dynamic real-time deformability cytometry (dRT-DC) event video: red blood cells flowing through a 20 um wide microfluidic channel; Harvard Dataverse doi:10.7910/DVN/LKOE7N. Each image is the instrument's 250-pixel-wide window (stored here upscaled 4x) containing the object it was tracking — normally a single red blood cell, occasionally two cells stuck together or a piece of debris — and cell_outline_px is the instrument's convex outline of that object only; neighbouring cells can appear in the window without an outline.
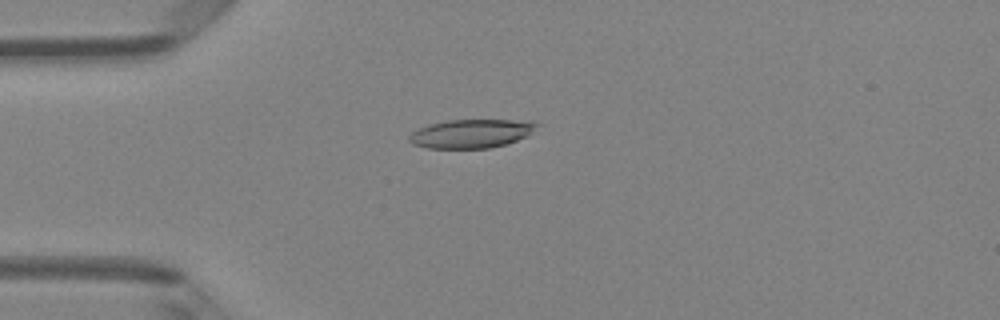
{"species": "Egyptian fruit bat (a non-hibernating species)", "species_latin": "Rousettus aegyptiacus", "temperature_condition": "room temperature", "stored_images_in_passage": 39, "camera_frame_rate_fps": 3000, "um_per_image_px": 0.085, "animal": {"sex": "female"}, "frame": {"image": 1, "passage_image": 3, "time_ms": 0.667, "image_size_px": [1000, 320], "cell_outline_px": [[540, 124], [528, 136], [504, 144], [488, 148], [428, 148], [412, 144], [408, 140], [408, 136], [412, 132], [428, 124], [448, 120], [532, 120]], "centroid_in_image_um": [40.07, 11.34], "position_along_channel_um": 44.9, "area_um2": 21.39}}
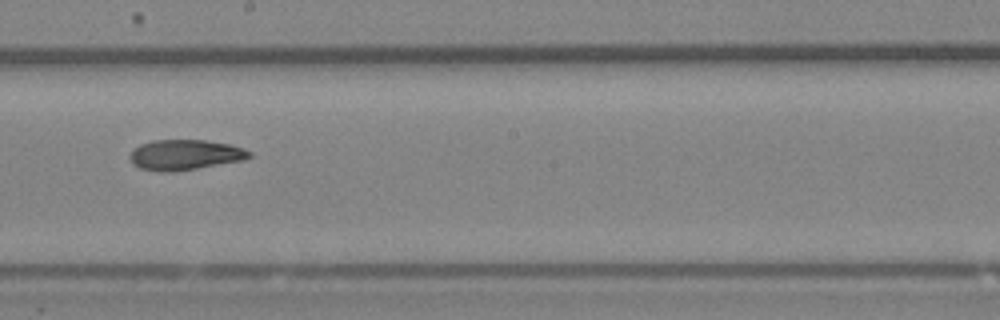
{"frame": {"image": 2, "passage_image": 18, "time_ms": 5.667, "image_size_px": [1000, 320], "cell_outline_px": [[252, 156], [244, 160], [172, 172], [160, 172], [140, 168], [132, 164], [128, 156], [140, 144], [152, 140], [204, 140], [228, 144], [244, 148], [252, 152]], "centroid_in_image_um": [15.72, 13.16], "position_along_channel_um": 232.5, "area_um2": 21.1}}
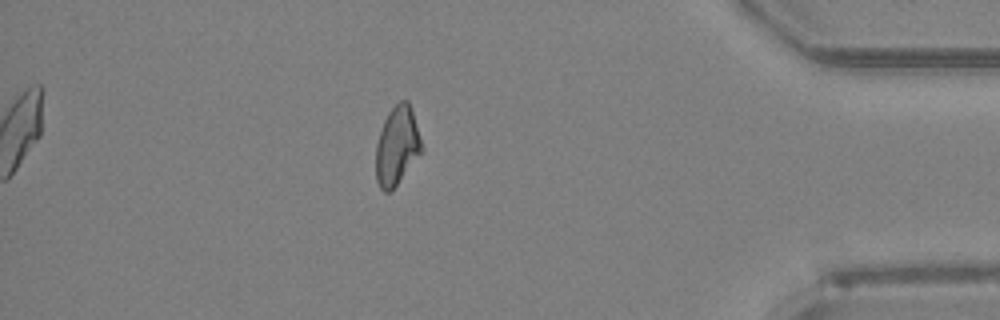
{"frame": {"image": 3, "passage_image": 33, "time_ms": 10.667, "image_size_px": [1000, 320], "cell_outline_px": [[420, 152], [392, 192], [384, 192], [380, 188], [376, 180], [376, 144], [384, 120], [388, 112], [400, 100], [408, 100], [412, 112], [420, 140]], "centroid_in_image_um": [33.69, 12.43], "position_along_channel_um": 401.5, "area_um2": 20.4}, "authors_computed_cell_mechanics": {"area_um2": 21.3282, "velocity_mm_per_s": 4.1403, "shape_relaxation_time_tau1_ms": null, "shape_relaxation_time_tau2_ms": 6.7168, "deformation_change_tau1": null, "deformation_change_tau2": 0.1501}}